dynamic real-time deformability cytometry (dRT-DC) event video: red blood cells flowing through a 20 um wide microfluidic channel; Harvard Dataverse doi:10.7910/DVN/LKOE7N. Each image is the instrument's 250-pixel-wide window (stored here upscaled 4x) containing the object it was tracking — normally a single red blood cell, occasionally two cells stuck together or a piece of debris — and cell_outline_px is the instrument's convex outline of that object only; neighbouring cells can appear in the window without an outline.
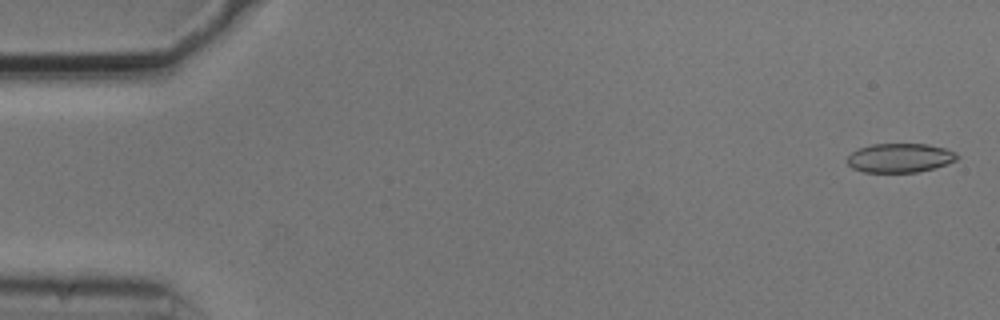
{"species": "common noctule bat (a hibernating species)", "species_latin": "Nyctalus noctula", "temperature_condition": "cold", "stored_images_in_passage": 54, "camera_frame_rate_fps": 3000, "um_per_image_px": 0.085, "animal": {"sex": "male", "body_mass_g": 20.5, "forearm_length_mm": 52.5}, "frame": {"image": 1, "passage_image": 2, "time_ms": 0.333, "image_size_px": [1000, 320], "cell_outline_px": [[960, 156], [956, 160], [948, 164], [936, 168], [916, 172], [864, 172], [852, 168], [844, 160], [856, 148], [872, 144], [928, 144], [944, 148], [956, 152]], "centroid_in_image_um": [76.48, 13.42], "position_along_channel_um": 8.5, "area_um2": 18.9}}
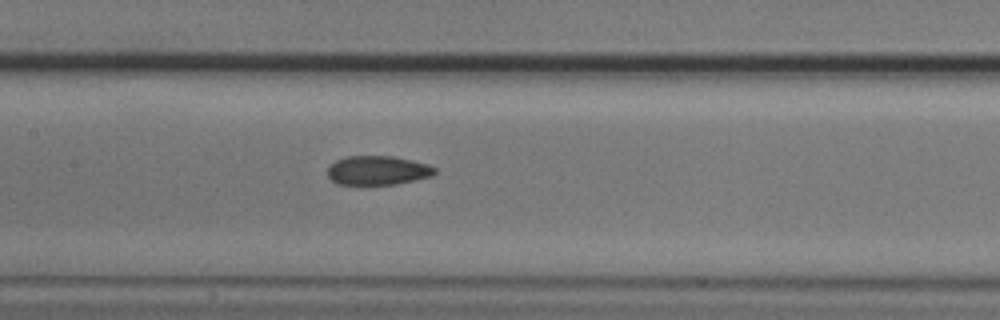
{"frame": {"image": 2, "passage_image": 26, "time_ms": 8.333, "image_size_px": [1000, 320], "cell_outline_px": [[436, 172], [432, 176], [396, 184], [336, 184], [328, 176], [328, 168], [336, 160], [348, 156], [392, 156], [412, 160], [428, 164], [436, 168]], "centroid_in_image_um": [32.12, 14.48], "position_along_channel_um": 175.3, "area_um2": 18.09}}
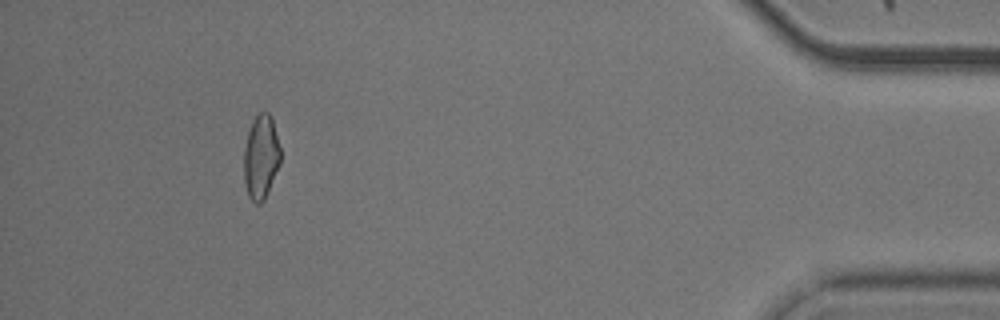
{"frame": {"image": 3, "passage_image": 50, "time_ms": 16.333, "image_size_px": [1000, 320], "cell_outline_px": [[280, 164], [264, 200], [260, 204], [256, 204], [248, 196], [244, 184], [244, 148], [248, 132], [252, 120], [260, 112], [268, 112], [272, 116], [280, 148]], "centroid_in_image_um": [22.18, 13.35], "position_along_channel_um": 413.0, "area_um2": 18.03}, "authors_computed_cell_mechanics": {"area_um2": 18.7561, "velocity_mm_per_s": 3.746, "shape_relaxation_time_tau1_ms": null, "shape_relaxation_time_tau2_ms": 3.5839, "deformation_change_tau1": null, "deformation_change_tau2": 0.0895}}